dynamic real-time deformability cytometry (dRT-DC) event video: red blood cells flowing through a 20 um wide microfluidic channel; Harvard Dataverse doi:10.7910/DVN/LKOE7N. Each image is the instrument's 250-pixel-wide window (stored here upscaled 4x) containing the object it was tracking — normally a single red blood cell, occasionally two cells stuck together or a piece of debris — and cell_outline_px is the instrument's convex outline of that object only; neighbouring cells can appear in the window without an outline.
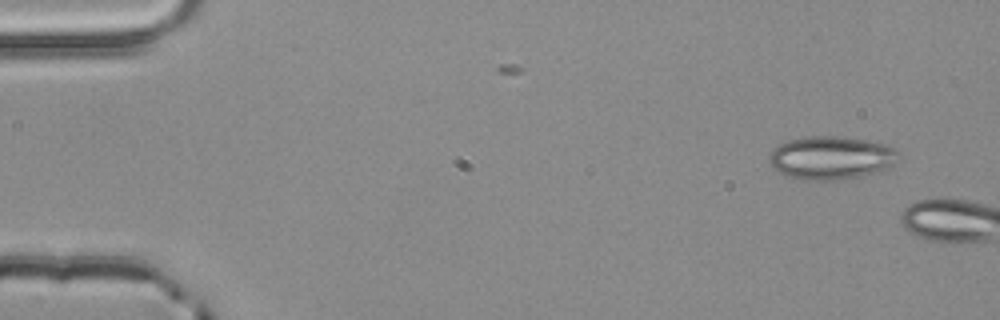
{"species": "common noctule bat (a hibernating species)", "species_latin": "Nyctalus noctula", "temperature_condition": "room temperature", "stored_images_in_passage": 2, "camera_frame_rate_fps": 3000, "um_per_image_px": 0.085, "animal": {"sex": "male", "body_mass_g": 20.4}, "frame": {"image": 1, "passage_image": 2, "time_ms": 0.333, "image_size_px": [1000, 320], "cell_outline_px": [[900, 156], [888, 168], [876, 172], [860, 176], [836, 180], [800, 180], [784, 176], [768, 160], [768, 156], [772, 148], [788, 140], [804, 136], [844, 136], [868, 140], [884, 144], [896, 148]], "centroid_in_image_um": [70.63, 13.4], "position_along_channel_um": 14.4, "area_um2": 32.89}}